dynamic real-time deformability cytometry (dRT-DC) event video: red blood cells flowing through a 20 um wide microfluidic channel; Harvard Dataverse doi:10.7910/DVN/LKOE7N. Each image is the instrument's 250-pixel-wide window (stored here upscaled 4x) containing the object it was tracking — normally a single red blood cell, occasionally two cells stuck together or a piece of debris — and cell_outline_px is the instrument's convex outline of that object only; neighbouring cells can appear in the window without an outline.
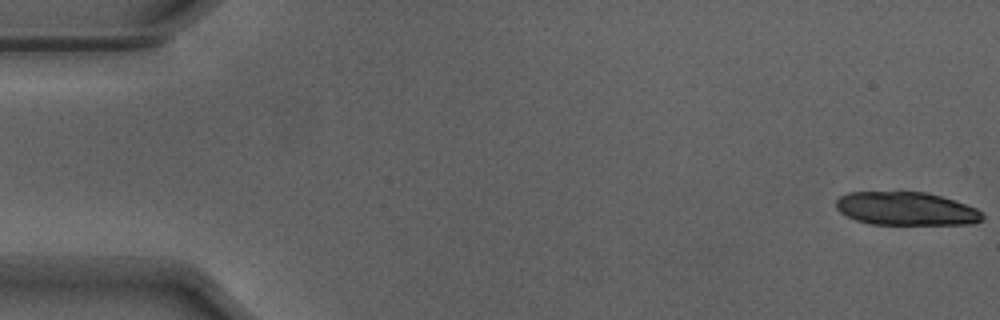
{"species": "Egyptian fruit bat (a non-hibernating species)", "species_latin": "Rousettus aegyptiacus", "temperature_condition": "warm", "stored_images_in_passage": 13, "camera_frame_rate_fps": 3000, "um_per_image_px": 0.085, "animal": {"sex": "male"}, "frame": {"image": 1, "passage_image": 1, "time_ms": 0.0, "image_size_px": [1000, 320], "cell_outline_px": [[984, 216], [980, 220], [972, 224], [868, 224], [856, 220], [840, 212], [836, 208], [836, 200], [840, 196], [848, 192], [928, 192], [976, 208], [984, 212]], "centroid_in_image_um": [77.0, 17.74], "position_along_channel_um": 8.0, "area_um2": 28.32}}